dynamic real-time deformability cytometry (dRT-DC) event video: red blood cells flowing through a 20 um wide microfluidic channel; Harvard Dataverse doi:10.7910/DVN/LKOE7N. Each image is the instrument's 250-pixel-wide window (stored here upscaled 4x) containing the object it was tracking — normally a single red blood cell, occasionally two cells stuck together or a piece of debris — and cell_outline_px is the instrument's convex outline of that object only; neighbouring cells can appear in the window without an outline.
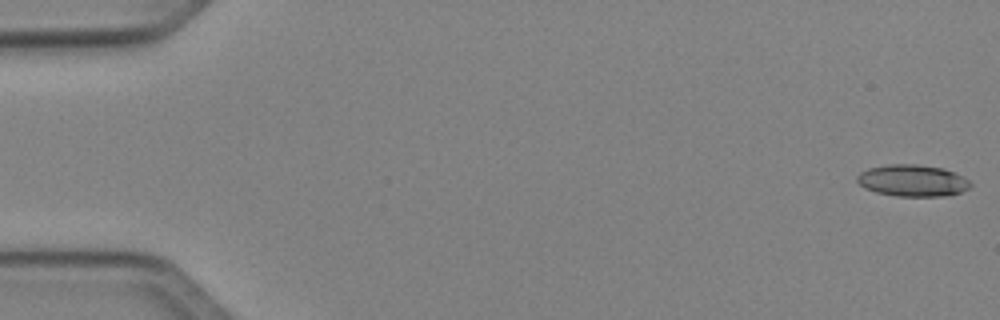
{"species": "Egyptian fruit bat (a non-hibernating species)", "species_latin": "Rousettus aegyptiacus", "temperature_condition": "cold", "stored_images_in_passage": 50, "camera_frame_rate_fps": 3000, "um_per_image_px": 0.085, "animal": {"sex": "female"}, "frame": {"image": 1, "passage_image": 1, "time_ms": 0.0, "image_size_px": [1000, 320], "cell_outline_px": [[972, 184], [968, 188], [960, 192], [940, 196], [896, 196], [876, 192], [864, 188], [856, 180], [856, 176], [860, 172], [868, 168], [888, 164], [916, 164], [944, 168], [968, 180]], "centroid_in_image_um": [77.51, 15.34], "position_along_channel_um": 7.5, "area_um2": 20.81}}
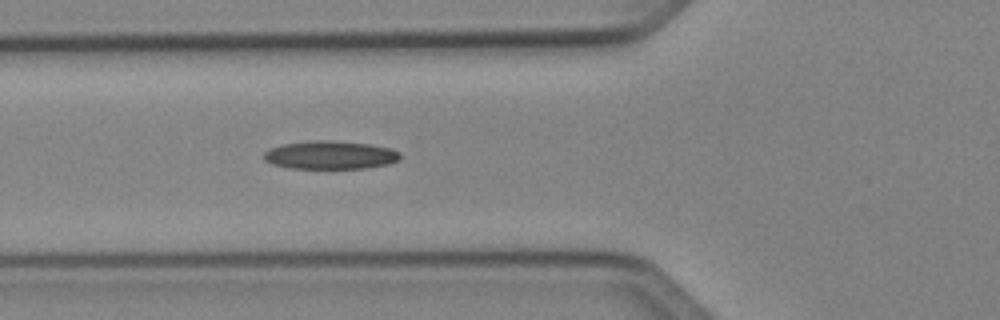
{"frame": {"image": 2, "passage_image": 19, "time_ms": 6.0, "image_size_px": [1000, 320], "cell_outline_px": [[400, 160], [388, 164], [368, 168], [288, 168], [272, 164], [264, 160], [264, 152], [272, 148], [284, 144], [308, 140], [328, 140], [368, 144], [392, 148], [400, 152]], "centroid_in_image_um": [28.09, 13.18], "position_along_channel_um": 97.7, "area_um2": 22.48}}
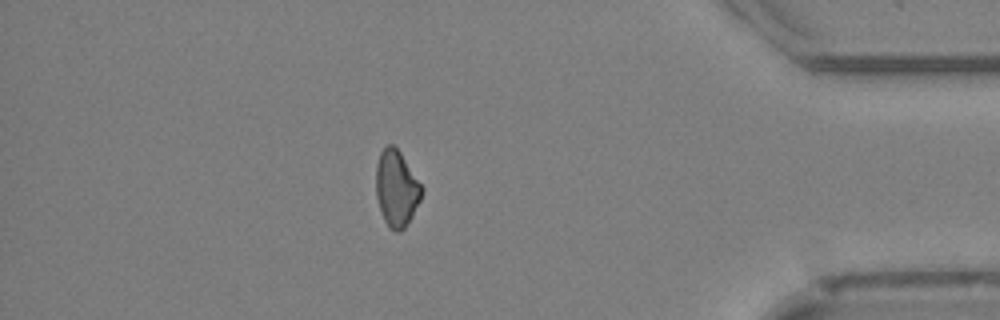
{"frame": {"image": 3, "passage_image": 44, "time_ms": 14.333, "image_size_px": [1000, 320], "cell_outline_px": [[424, 192], [412, 216], [404, 228], [400, 232], [396, 232], [388, 228], [384, 220], [376, 196], [376, 164], [380, 152], [388, 144], [392, 144], [400, 152], [424, 188]], "centroid_in_image_um": [33.7, 16.03], "position_along_channel_um": 401.5, "area_um2": 20.35}}